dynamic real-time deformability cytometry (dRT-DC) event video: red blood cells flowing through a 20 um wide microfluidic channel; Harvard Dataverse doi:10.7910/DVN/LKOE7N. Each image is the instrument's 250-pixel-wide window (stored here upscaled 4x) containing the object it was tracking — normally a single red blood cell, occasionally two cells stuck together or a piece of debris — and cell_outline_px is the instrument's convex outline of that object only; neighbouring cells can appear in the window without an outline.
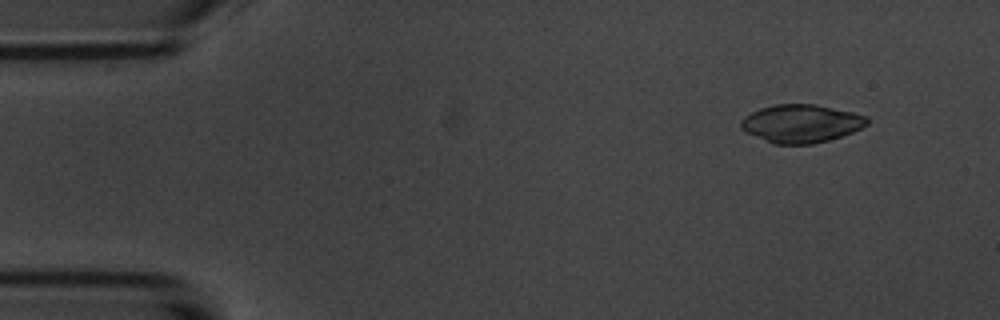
{"species": "common noctule bat (a hibernating species)", "species_latin": "Nyctalus noctula", "temperature_condition": "room temperature", "stored_images_in_passage": 5, "camera_frame_rate_fps": 3000, "um_per_image_px": 0.085, "animal": {"sex": "male", "body_mass_g": 20.1, "forearm_length_mm": 53.5}, "frame": {"image": 1, "passage_image": 5, "time_ms": 5.667, "image_size_px": [1000, 320], "cell_outline_px": [[868, 124], [852, 132], [828, 140], [812, 144], [772, 144], [740, 128], [740, 120], [744, 116], [760, 108], [776, 104], [816, 104], [852, 112], [864, 116], [868, 120]], "centroid_in_image_um": [68.07, 10.49], "position_along_channel_um": 16.9, "area_um2": 27.8}}